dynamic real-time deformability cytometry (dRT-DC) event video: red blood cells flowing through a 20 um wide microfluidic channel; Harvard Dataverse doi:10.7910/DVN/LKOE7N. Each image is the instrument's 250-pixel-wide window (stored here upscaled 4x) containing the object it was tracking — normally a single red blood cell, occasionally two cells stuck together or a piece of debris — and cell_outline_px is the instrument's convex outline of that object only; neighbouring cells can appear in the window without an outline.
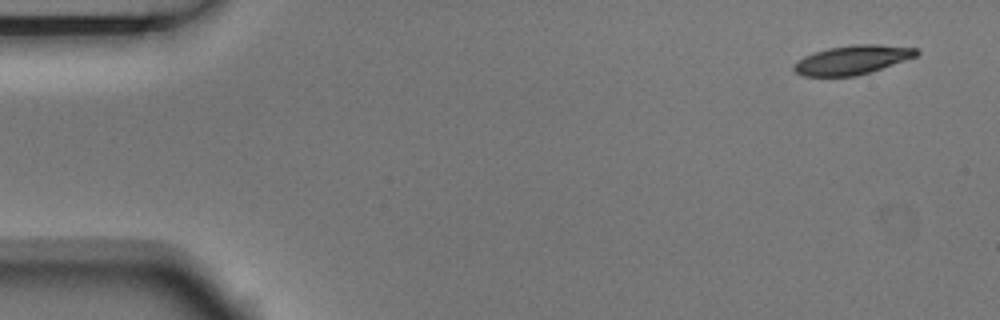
{"species": "Egyptian fruit bat (a non-hibernating species)", "species_latin": "Rousettus aegyptiacus", "temperature_condition": "room temperature", "stored_images_in_passage": 4, "camera_frame_rate_fps": 3000, "um_per_image_px": 0.085, "animal": {"sex": "male"}, "frame": {"image": 1, "passage_image": 1, "time_ms": 0.0, "image_size_px": [1000, 320], "cell_outline_px": [[920, 52], [916, 56], [872, 72], [856, 76], [800, 76], [792, 68], [792, 64], [804, 56], [828, 48], [852, 44], [876, 44], [916, 48]], "centroid_in_image_um": [72.42, 5.09], "position_along_channel_um": 12.6, "area_um2": 20.81}}